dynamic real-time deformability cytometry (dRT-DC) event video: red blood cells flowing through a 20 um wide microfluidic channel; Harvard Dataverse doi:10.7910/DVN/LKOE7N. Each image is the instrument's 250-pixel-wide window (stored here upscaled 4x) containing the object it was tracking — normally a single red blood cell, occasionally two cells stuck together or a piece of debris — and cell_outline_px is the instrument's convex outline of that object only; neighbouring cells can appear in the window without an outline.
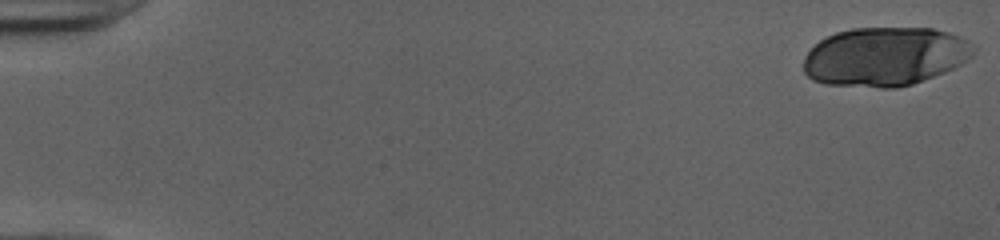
{"species": "human", "species_latin": "Homo sapiens", "temperature_condition": "cold", "stored_images_in_passage": 51, "camera_frame_rate_fps": 3000, "um_per_image_px": 0.085, "donor": {"sex": "female"}, "frame": {"image": 1, "passage_image": 1, "time_ms": 0.0, "image_size_px": [1000, 240], "cell_outline_px": [[976, 48], [972, 56], [960, 64], [944, 72], [924, 80], [912, 84], [896, 88], [880, 88], [824, 84], [812, 80], [804, 72], [804, 56], [820, 40], [836, 32], [852, 28], [932, 28], [948, 32], [960, 36]], "centroid_in_image_um": [75.21, 4.81], "position_along_channel_um": 9.8, "area_um2": 58.44}}
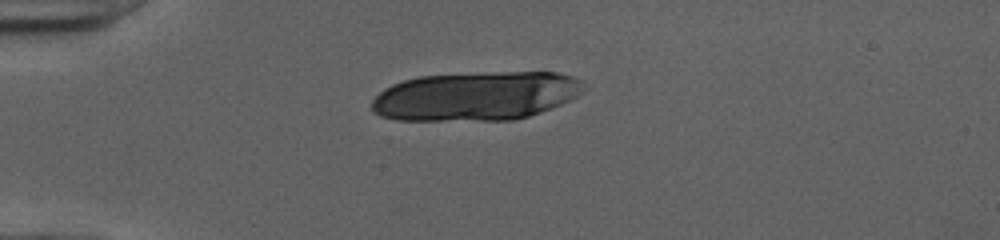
{"frame": {"image": 2, "passage_image": 14, "time_ms": 4.333, "image_size_px": [1000, 240], "cell_outline_px": [[584, 92], [552, 108], [528, 116], [512, 120], [396, 120], [380, 116], [372, 108], [372, 100], [384, 88], [392, 84], [404, 80], [420, 76], [504, 72], [556, 72], [572, 76], [580, 80], [584, 84]], "centroid_in_image_um": [40.46, 8.17], "position_along_channel_um": 44.5, "area_um2": 60.23}}
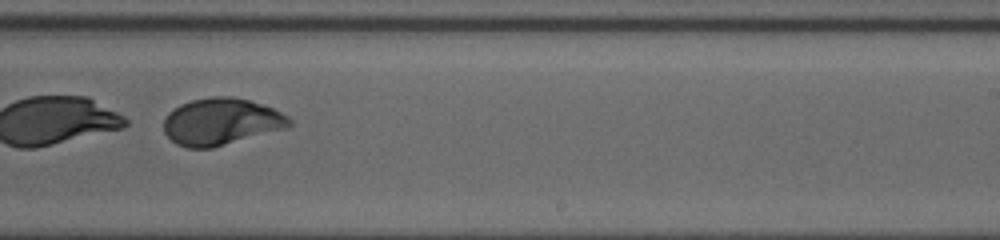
{"frame": {"image": 3, "passage_image": 34, "time_ms": 11.0, "image_size_px": [1000, 240], "cell_outline_px": [[292, 124], [288, 128], [212, 148], [188, 148], [176, 144], [164, 132], [164, 120], [168, 112], [180, 104], [192, 100], [212, 96], [232, 96], [248, 100], [272, 108], [288, 116], [292, 120]], "centroid_in_image_um": [18.8, 10.34], "position_along_channel_um": 270.2, "area_um2": 34.39}}